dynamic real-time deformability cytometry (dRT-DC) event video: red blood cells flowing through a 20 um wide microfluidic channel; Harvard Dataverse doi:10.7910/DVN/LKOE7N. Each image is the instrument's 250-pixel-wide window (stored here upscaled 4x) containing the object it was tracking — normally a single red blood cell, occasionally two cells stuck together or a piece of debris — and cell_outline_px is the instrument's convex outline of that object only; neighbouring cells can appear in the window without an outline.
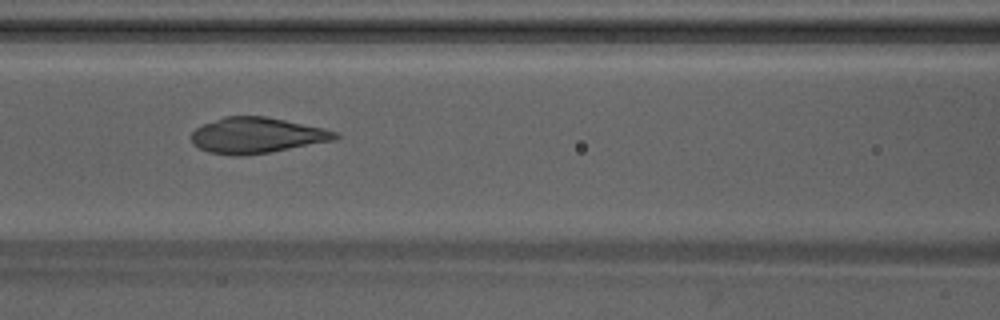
{"species": "Egyptian fruit bat (a non-hibernating species)", "species_latin": "Rousettus aegyptiacus", "temperature_condition": "warm", "stored_images_in_passage": 6, "camera_frame_rate_fps": 3000, "um_per_image_px": 0.085, "animal": {"sex": "male"}, "frame": {"image": 1, "passage_image": 6, "time_ms": 1.667, "image_size_px": [1000, 320], "cell_outline_px": [[340, 136], [336, 140], [268, 152], [244, 156], [236, 156], [208, 152], [192, 144], [192, 132], [196, 128], [204, 124], [224, 116], [264, 116], [324, 128], [336, 132]], "centroid_in_image_um": [21.81, 11.51], "position_along_channel_um": 144.8, "area_um2": 29.77}}